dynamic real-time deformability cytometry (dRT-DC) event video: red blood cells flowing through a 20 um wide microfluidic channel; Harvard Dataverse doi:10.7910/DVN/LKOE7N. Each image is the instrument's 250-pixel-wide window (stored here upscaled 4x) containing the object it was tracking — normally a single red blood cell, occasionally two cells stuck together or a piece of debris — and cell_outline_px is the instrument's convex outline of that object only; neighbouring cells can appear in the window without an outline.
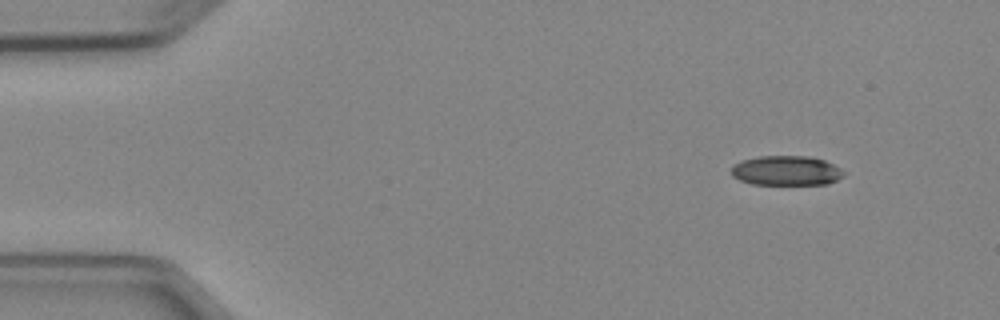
{"species": "Egyptian fruit bat (a non-hibernating species)", "species_latin": "Rousettus aegyptiacus", "temperature_condition": "cold", "stored_images_in_passage": 3, "camera_frame_rate_fps": 3000, "um_per_image_px": 0.085, "animal": {"sex": "female"}, "frame": {"image": 1, "passage_image": 1, "time_ms": 0.0, "image_size_px": [1000, 320], "cell_outline_px": [[844, 176], [828, 184], [752, 184], [740, 180], [732, 176], [732, 164], [744, 160], [760, 156], [808, 156], [824, 160], [840, 168], [844, 172]], "centroid_in_image_um": [66.83, 14.5], "position_along_channel_um": 18.2, "area_um2": 19.36}}